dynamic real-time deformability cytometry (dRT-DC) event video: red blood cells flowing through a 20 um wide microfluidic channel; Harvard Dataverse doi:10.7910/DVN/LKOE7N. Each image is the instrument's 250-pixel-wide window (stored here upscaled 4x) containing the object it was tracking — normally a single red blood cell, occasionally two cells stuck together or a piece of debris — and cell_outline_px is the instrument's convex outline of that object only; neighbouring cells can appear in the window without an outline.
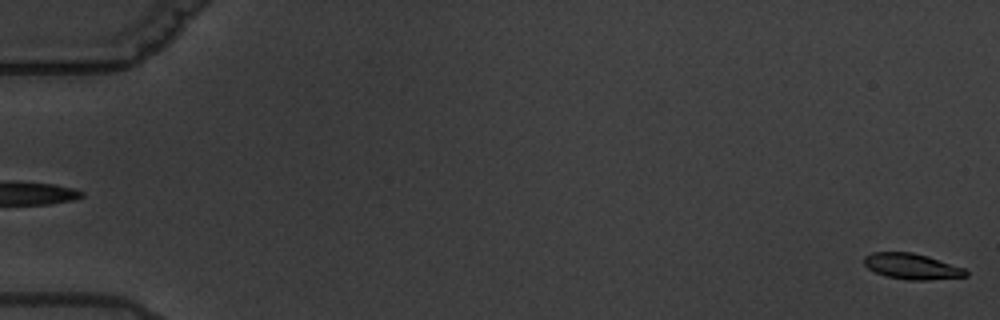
{"species": "common noctule bat (a hibernating species)", "species_latin": "Nyctalus noctula", "temperature_condition": "warm", "stored_images_in_passage": 7, "segment_of_instrument_passage": [2, 2], "camera_frame_rate_fps": 3000, "um_per_image_px": 0.085, "animal": {"sex": "male", "body_mass_g": 19.5, "forearm_length_mm": 54.6}, "frame": {"image": 1, "passage_image": 7, "time_ms": 7.0, "image_size_px": [1000, 320], "cell_outline_px": [[968, 276], [928, 280], [908, 280], [888, 276], [876, 272], [868, 268], [864, 264], [864, 256], [872, 252], [912, 252], [928, 256], [964, 268], [968, 272]], "centroid_in_image_um": [77.52, 22.63], "position_along_channel_um": 7.5, "area_um2": 15.2}}